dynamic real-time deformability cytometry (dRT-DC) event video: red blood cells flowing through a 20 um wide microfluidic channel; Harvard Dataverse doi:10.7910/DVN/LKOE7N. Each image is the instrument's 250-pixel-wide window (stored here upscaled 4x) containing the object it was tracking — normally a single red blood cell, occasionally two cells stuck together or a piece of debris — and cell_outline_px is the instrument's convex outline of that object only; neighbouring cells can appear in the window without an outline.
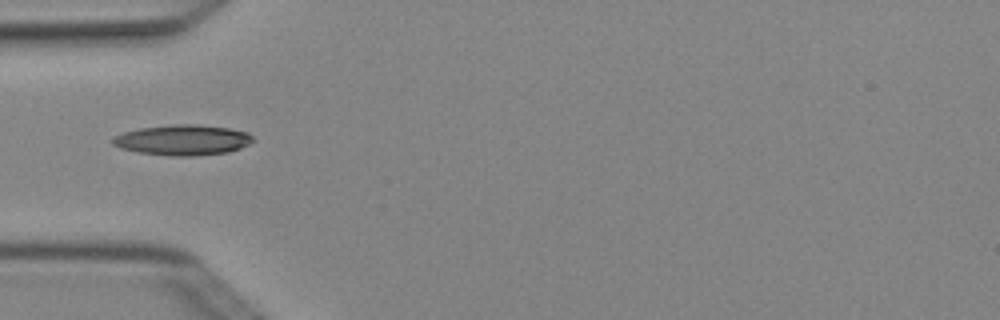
{"species": "Egyptian fruit bat (a non-hibernating species)", "species_latin": "Rousettus aegyptiacus", "temperature_condition": "cold", "stored_images_in_passage": 2, "camera_frame_rate_fps": 3000, "um_per_image_px": 0.085, "animal": {"sex": "female"}, "frame": {"image": 1, "passage_image": 2, "time_ms": 0.333, "image_size_px": [1000, 320], "cell_outline_px": [[256, 140], [240, 148], [228, 152], [196, 156], [168, 156], [136, 152], [120, 148], [112, 144], [112, 136], [124, 132], [140, 128], [176, 124], [196, 124], [228, 128], [248, 132]], "centroid_in_image_um": [15.52, 11.91], "position_along_channel_um": 69.5, "area_um2": 25.09}}